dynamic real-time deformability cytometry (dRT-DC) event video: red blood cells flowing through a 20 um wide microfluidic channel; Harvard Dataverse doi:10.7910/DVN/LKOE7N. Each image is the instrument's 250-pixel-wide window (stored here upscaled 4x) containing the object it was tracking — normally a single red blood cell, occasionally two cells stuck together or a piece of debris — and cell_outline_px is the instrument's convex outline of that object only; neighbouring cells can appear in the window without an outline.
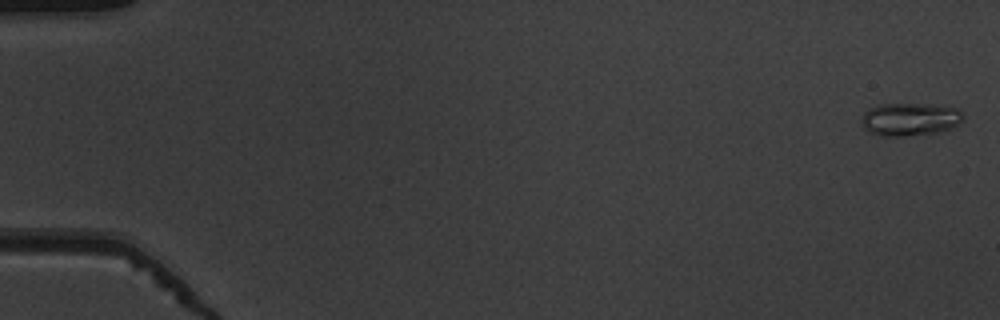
{"species": "common noctule bat (a hibernating species)", "species_latin": "Nyctalus noctula", "temperature_condition": "warm", "stored_images_in_passage": 52, "camera_frame_rate_fps": 3000, "um_per_image_px": 0.085, "animal": {"sex": "male", "body_mass_g": 19.5, "forearm_length_mm": 54.6}, "frame": {"image": 1, "passage_image": 1, "time_ms": 0.0, "image_size_px": [1000, 320], "cell_outline_px": [[964, 120], [960, 124], [940, 132], [900, 136], [880, 136], [868, 132], [860, 124], [860, 120], [864, 112], [868, 108], [880, 104], [916, 104], [960, 108], [964, 112]], "centroid_in_image_um": [77.34, 10.14], "position_along_channel_um": 7.7, "area_um2": 19.77}}
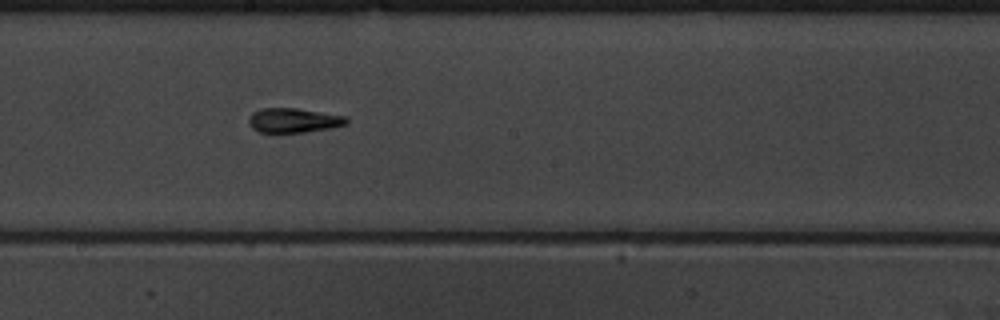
{"frame": {"image": 2, "passage_image": 30, "time_ms": 9.667, "image_size_px": [1000, 320], "cell_outline_px": [[348, 124], [332, 128], [304, 132], [260, 132], [252, 128], [248, 120], [248, 116], [252, 112], [260, 108], [296, 108], [348, 116]], "centroid_in_image_um": [24.97, 10.22], "position_along_channel_um": 223.2, "area_um2": 14.1}}
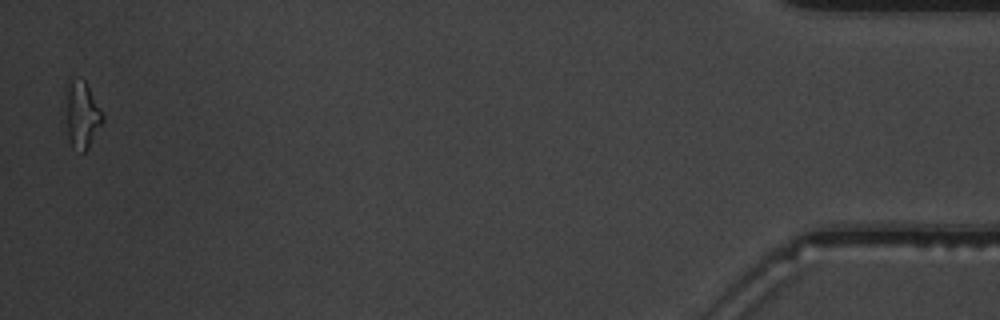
{"frame": {"image": 3, "passage_image": 52, "time_ms": 17.0, "image_size_px": [1000, 320], "cell_outline_px": [[104, 120], [88, 148], [84, 152], [80, 152], [72, 148], [68, 136], [68, 84], [72, 80], [84, 80], [88, 84], [104, 116]], "centroid_in_image_um": [7.02, 9.81], "position_along_channel_um": 428.2, "area_um2": 13.76}, "authors_computed_cell_mechanics": {"area_um2": 13.9009, "velocity_mm_per_s": 3.9394, "shape_relaxation_time_tau1_ms": 5.3044, "shape_relaxation_time_tau2_ms": 4.6546, "deformation_change_tau1": 0.2022, "deformation_change_tau2": 0.1313}}